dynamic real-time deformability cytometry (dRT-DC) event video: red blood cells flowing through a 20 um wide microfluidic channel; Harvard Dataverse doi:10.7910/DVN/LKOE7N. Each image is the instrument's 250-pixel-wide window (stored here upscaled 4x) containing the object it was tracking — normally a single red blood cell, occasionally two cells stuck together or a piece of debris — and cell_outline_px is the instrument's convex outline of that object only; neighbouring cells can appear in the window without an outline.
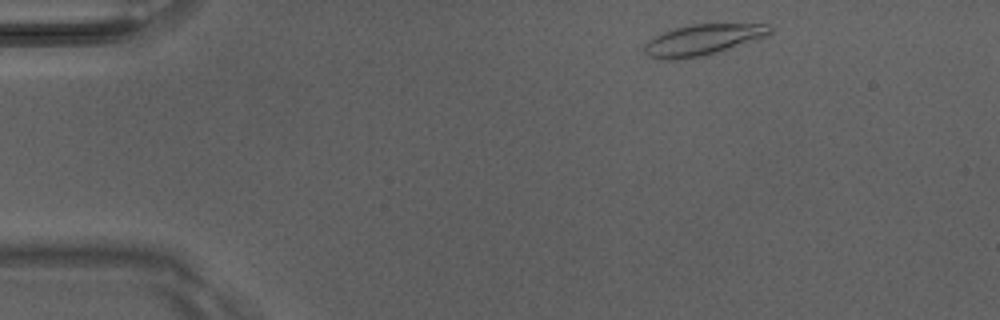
{"species": "Egyptian fruit bat (a non-hibernating species)", "species_latin": "Rousettus aegyptiacus", "temperature_condition": "room temperature", "stored_images_in_passage": 3, "camera_frame_rate_fps": 3000, "um_per_image_px": 0.085, "animal": {"sex": "male"}, "frame": {"image": 1, "passage_image": 1, "time_ms": 0.0, "image_size_px": [1000, 320], "cell_outline_px": [[772, 32], [768, 36], [756, 40], [716, 52], [700, 56], [676, 60], [660, 60], [648, 56], [644, 52], [644, 44], [652, 36], [676, 28], [692, 24], [768, 24], [772, 28]], "centroid_in_image_um": [59.7, 3.39], "position_along_channel_um": 25.3, "area_um2": 22.6}}